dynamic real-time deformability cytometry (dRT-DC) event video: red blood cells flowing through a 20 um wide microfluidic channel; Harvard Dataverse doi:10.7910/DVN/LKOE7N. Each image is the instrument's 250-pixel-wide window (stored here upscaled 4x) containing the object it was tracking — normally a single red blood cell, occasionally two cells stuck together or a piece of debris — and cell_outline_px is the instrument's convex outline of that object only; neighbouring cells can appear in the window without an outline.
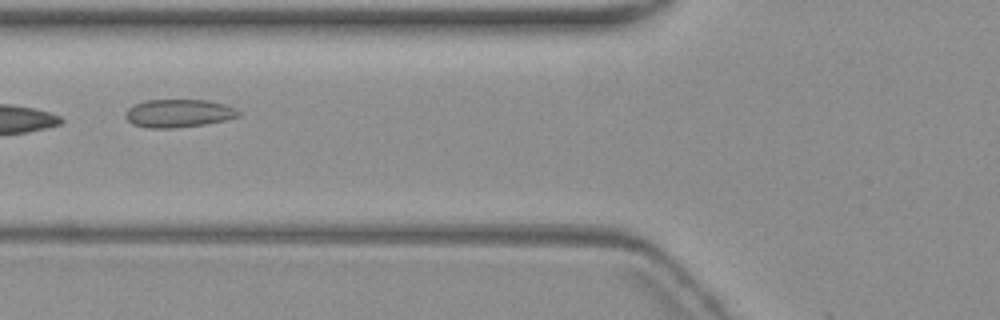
{"species": "common noctule bat (a hibernating species)", "species_latin": "Nyctalus noctula", "temperature_condition": "warm", "stored_images_in_passage": 4, "camera_frame_rate_fps": 3000, "um_per_image_px": 0.085, "animal": {"sex": "female", "body_mass_g": 19.3, "forearm_length_mm": 54.1}, "frame": {"image": 1, "passage_image": 3, "time_ms": 2.333, "image_size_px": [1000, 320], "cell_outline_px": [[240, 116], [224, 120], [204, 124], [172, 128], [148, 128], [132, 124], [124, 116], [124, 112], [132, 104], [144, 100], [208, 100], [224, 104], [236, 108], [240, 112]], "centroid_in_image_um": [15.13, 9.62], "position_along_channel_um": 110.7, "area_um2": 18.61}}
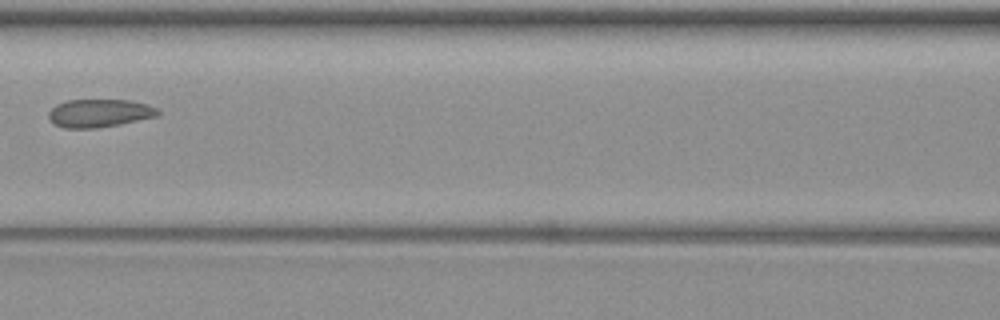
{"frame": {"image": 2, "passage_image": 4, "time_ms": 3.667, "image_size_px": [1000, 320], "cell_outline_px": [[160, 116], [120, 124], [96, 128], [64, 128], [52, 124], [48, 116], [48, 112], [56, 104], [68, 100], [132, 100], [156, 108], [160, 112]], "centroid_in_image_um": [8.43, 9.62], "position_along_channel_um": 158.2, "area_um2": 17.98}}